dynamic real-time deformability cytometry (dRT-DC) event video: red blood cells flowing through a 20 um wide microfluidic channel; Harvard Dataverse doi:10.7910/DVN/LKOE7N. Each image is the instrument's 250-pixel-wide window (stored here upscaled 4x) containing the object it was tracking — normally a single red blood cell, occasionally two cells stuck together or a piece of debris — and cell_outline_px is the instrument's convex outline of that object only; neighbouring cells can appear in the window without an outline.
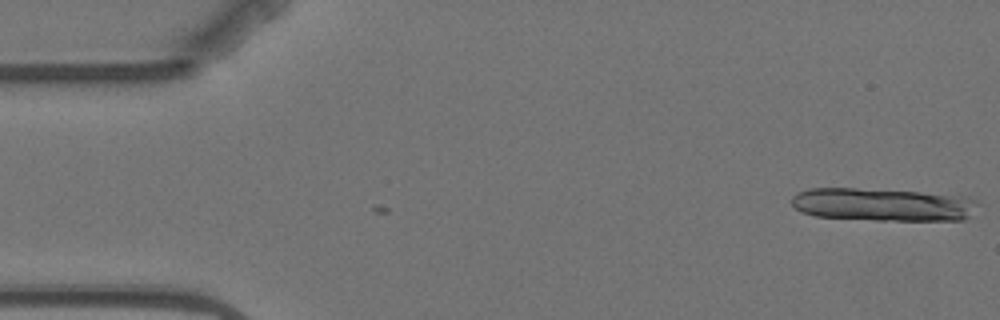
{"species": "Egyptian fruit bat (a non-hibernating species)", "species_latin": "Rousettus aegyptiacus", "temperature_condition": "warm", "stored_images_in_passage": 2, "camera_frame_rate_fps": 3000, "um_per_image_px": 0.085, "animal": {"sex": "female"}, "frame": {"image": 1, "passage_image": 1, "time_ms": 0.0, "image_size_px": [1000, 320], "cell_outline_px": [[980, 204], [964, 220], [876, 220], [816, 216], [800, 212], [792, 204], [792, 196], [796, 192], [808, 188], [856, 188], [920, 192], [968, 196], [976, 200]], "centroid_in_image_um": [75.04, 17.38], "position_along_channel_um": 10.0, "area_um2": 35.95}}